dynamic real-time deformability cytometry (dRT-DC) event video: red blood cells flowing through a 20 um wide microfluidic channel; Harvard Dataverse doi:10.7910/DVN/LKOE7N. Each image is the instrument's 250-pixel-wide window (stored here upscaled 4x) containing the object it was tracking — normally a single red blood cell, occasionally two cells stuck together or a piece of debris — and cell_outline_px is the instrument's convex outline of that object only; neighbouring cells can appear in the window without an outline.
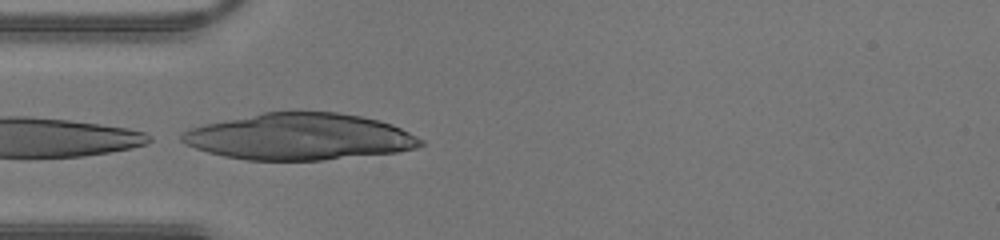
{"species": "human", "species_latin": "Homo sapiens", "temperature_condition": "warm", "stored_images_in_passage": 14, "camera_frame_rate_fps": 3000, "um_per_image_px": 0.085, "donor": {"sex": "male"}, "frame": {"image": 1, "passage_image": 12, "time_ms": 3.667, "image_size_px": [1000, 240], "cell_outline_px": [[424, 144], [416, 148], [396, 152], [320, 160], [248, 160], [224, 156], [208, 152], [184, 144], [180, 140], [180, 136], [184, 132], [192, 128], [204, 124], [264, 112], [296, 108], [336, 112], [360, 116], [380, 120], [392, 124], [424, 140]], "centroid_in_image_um": [25.47, 11.59], "position_along_channel_um": 59.5, "area_um2": 65.37}}